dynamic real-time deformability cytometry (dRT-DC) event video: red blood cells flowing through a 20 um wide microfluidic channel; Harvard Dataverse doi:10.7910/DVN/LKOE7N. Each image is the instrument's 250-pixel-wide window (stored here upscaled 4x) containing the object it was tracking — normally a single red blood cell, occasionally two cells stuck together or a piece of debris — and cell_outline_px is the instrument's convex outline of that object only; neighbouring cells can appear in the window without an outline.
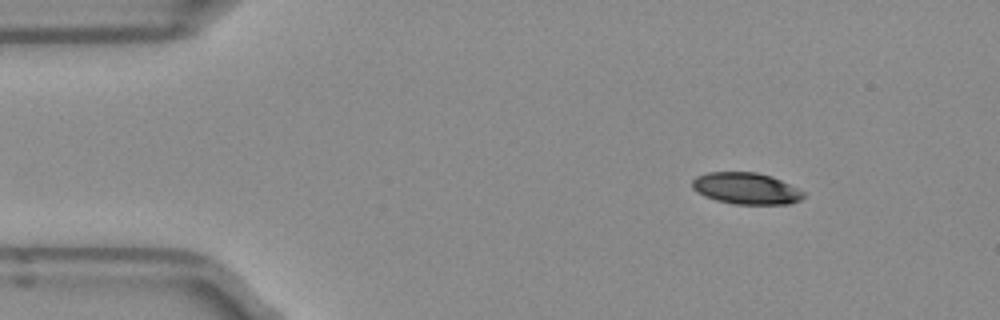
{"species": "Egyptian fruit bat (a non-hibernating species)", "species_latin": "Rousettus aegyptiacus", "temperature_condition": "room temperature", "stored_images_in_passage": 45, "camera_frame_rate_fps": 3000, "um_per_image_px": 0.085, "frame": {"image": 1, "passage_image": 1, "time_ms": 0.0, "image_size_px": [1000, 320], "cell_outline_px": [[804, 196], [800, 200], [788, 204], [736, 204], [716, 200], [704, 196], [696, 192], [692, 188], [692, 180], [696, 176], [708, 172], [756, 172], [772, 176], [804, 192]], "centroid_in_image_um": [63.38, 16.01], "position_along_channel_um": 21.6, "area_um2": 20.4}}
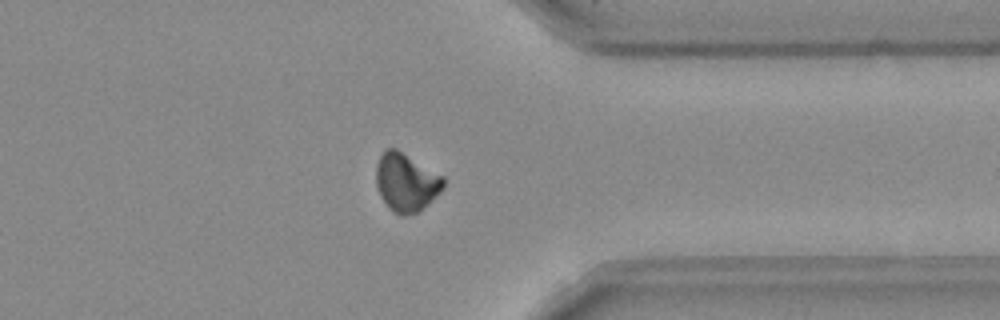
{"frame": {"image": 2, "passage_image": 34, "time_ms": 11.0, "image_size_px": [1000, 320], "cell_outline_px": [[444, 188], [416, 212], [404, 216], [400, 216], [392, 212], [388, 208], [380, 196], [376, 184], [376, 164], [384, 148], [396, 148], [444, 176]], "centroid_in_image_um": [34.48, 15.48], "position_along_channel_um": 376.9, "area_um2": 22.83}}
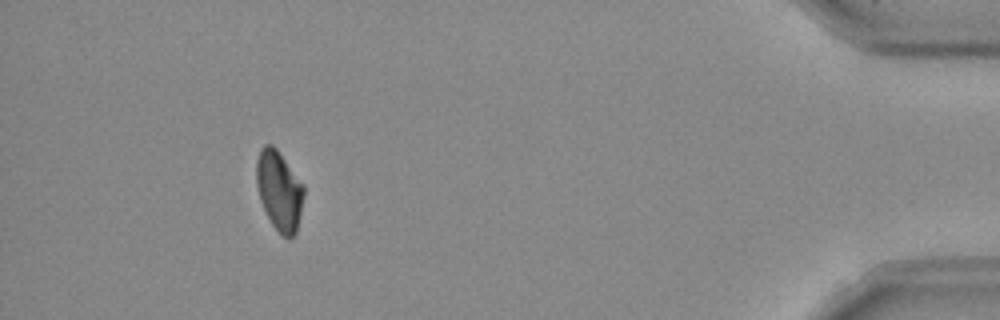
{"frame": {"image": 3, "passage_image": 41, "time_ms": 13.333, "image_size_px": [1000, 320], "cell_outline_px": [[304, 196], [296, 232], [288, 240], [272, 224], [260, 200], [256, 184], [256, 160], [260, 148], [264, 144], [272, 144], [276, 148], [304, 184]], "centroid_in_image_um": [23.73, 16.16], "position_along_channel_um": 411.5, "area_um2": 21.96}, "authors_computed_cell_mechanics": {"area_um2": 22.1952, "velocity_mm_per_s": 3.962, "shape_relaxation_time_tau1_ms": 6.6573, "shape_relaxation_time_tau2_ms": null, "deformation_change_tau1": 0.1454, "deformation_change_tau2": null}}